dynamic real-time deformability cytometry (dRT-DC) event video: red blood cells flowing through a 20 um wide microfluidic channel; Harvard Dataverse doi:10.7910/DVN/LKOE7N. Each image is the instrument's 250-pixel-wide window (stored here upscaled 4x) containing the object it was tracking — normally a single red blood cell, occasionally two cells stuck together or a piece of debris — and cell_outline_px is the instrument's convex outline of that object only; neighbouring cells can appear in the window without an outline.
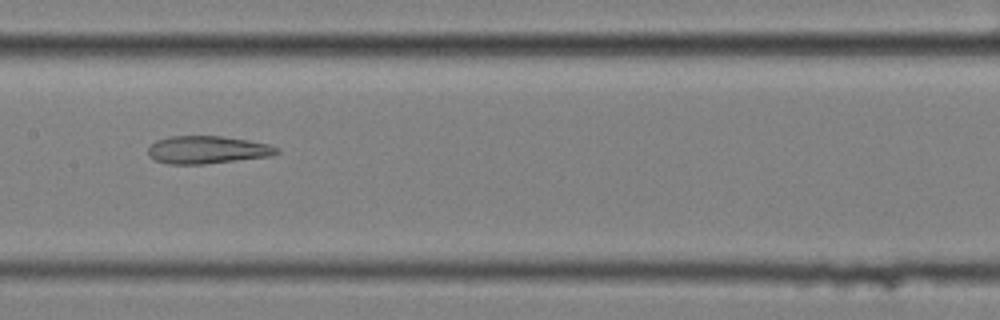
{"species": "common noctule bat (a hibernating species)", "species_latin": "Nyctalus noctula", "temperature_condition": "cold", "stored_images_in_passage": 10, "camera_frame_rate_fps": 3000, "um_per_image_px": 0.085, "animal": {"sex": "female", "body_mass_g": 25.1}, "frame": {"image": 1, "passage_image": 9, "time_ms": 2.667, "image_size_px": [1000, 320], "cell_outline_px": [[280, 152], [272, 156], [204, 164], [168, 164], [156, 160], [148, 156], [148, 148], [156, 140], [168, 136], [220, 136], [248, 140], [268, 144], [280, 148]], "centroid_in_image_um": [17.63, 12.73], "position_along_channel_um": 189.8, "area_um2": 20.87}}
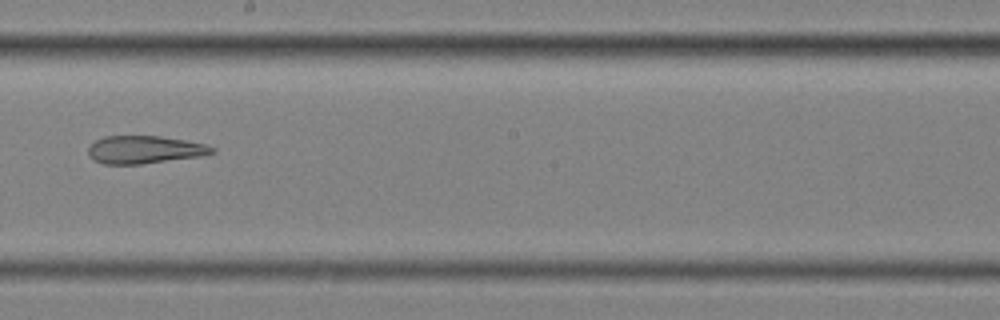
{"frame": {"image": 2, "passage_image": 10, "time_ms": 3.0, "image_size_px": [1000, 320], "cell_outline_px": [[216, 152], [204, 156], [140, 164], [104, 164], [88, 156], [88, 148], [96, 140], [104, 136], [160, 136], [184, 140], [204, 144], [216, 148]], "centroid_in_image_um": [12.32, 12.72], "position_along_channel_um": 235.9, "area_um2": 20.06}}